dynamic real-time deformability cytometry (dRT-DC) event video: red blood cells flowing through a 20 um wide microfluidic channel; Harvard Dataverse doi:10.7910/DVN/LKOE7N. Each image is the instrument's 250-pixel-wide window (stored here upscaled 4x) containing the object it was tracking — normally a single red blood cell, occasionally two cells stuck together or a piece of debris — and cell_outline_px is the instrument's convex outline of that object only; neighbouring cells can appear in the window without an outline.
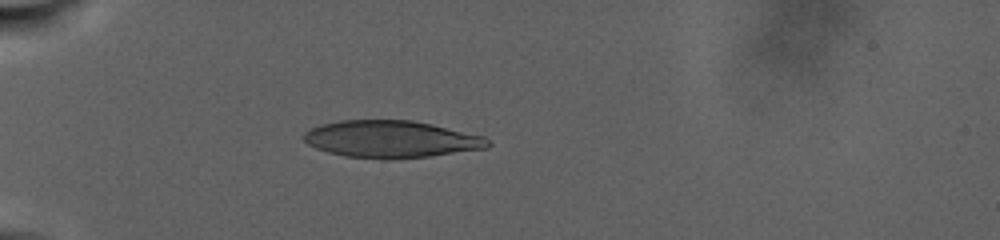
{"species": "human", "species_latin": "Homo sapiens", "temperature_condition": "warm", "stored_images_in_passage": 28, "camera_frame_rate_fps": 3000, "um_per_image_px": 0.085, "donor": {"sex": "male"}, "frame": {"image": 1, "passage_image": 14, "time_ms": 10.0, "image_size_px": [1000, 240], "cell_outline_px": [[492, 144], [488, 148], [428, 156], [388, 160], [384, 160], [344, 156], [328, 152], [316, 148], [308, 144], [304, 140], [304, 132], [320, 124], [340, 120], [412, 120], [432, 124], [484, 136]], "centroid_in_image_um": [33.24, 11.83], "position_along_channel_um": 51.8, "area_um2": 40.0}}
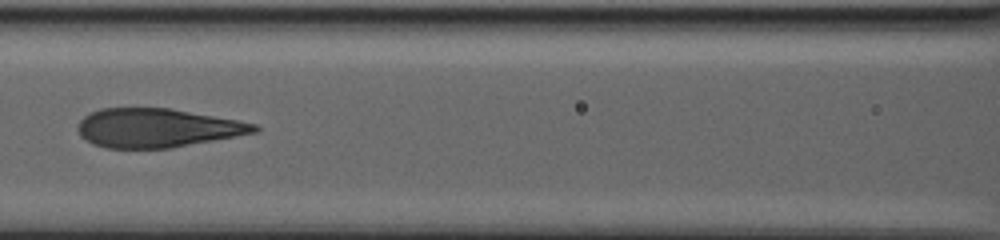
{"frame": {"image": 2, "passage_image": 22, "time_ms": 15.667, "image_size_px": [1000, 240], "cell_outline_px": [[260, 128], [256, 132], [236, 136], [168, 148], [104, 148], [92, 144], [80, 136], [76, 128], [80, 120], [84, 116], [100, 108], [172, 108], [236, 120], [256, 124]], "centroid_in_image_um": [13.3, 10.87], "position_along_channel_um": 153.3, "area_um2": 39.82}}
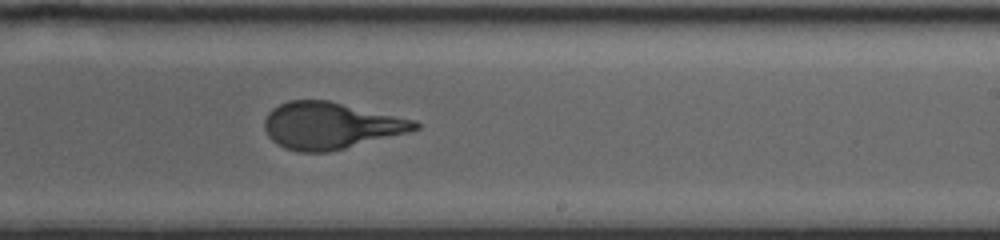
{"frame": {"image": 3, "passage_image": 28, "time_ms": 20.333, "image_size_px": [1000, 240], "cell_outline_px": [[420, 128], [408, 132], [328, 152], [300, 152], [284, 148], [276, 144], [268, 136], [264, 128], [264, 120], [268, 112], [272, 108], [288, 100], [328, 100], [416, 120], [420, 124]], "centroid_in_image_um": [28.06, 10.67], "position_along_channel_um": 260.9, "area_um2": 40.86}}